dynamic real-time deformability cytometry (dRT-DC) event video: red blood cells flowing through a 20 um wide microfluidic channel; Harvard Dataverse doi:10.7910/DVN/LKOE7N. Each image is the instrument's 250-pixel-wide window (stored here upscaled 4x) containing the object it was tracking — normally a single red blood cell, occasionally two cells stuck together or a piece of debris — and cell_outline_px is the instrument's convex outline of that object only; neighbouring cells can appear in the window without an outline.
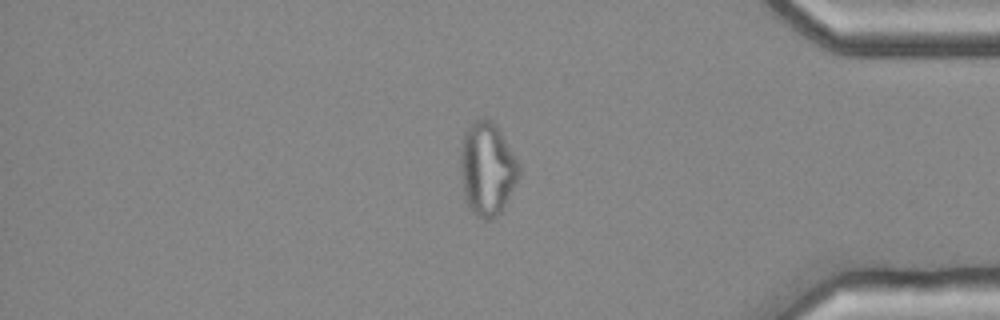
{"species": "common noctule bat (a hibernating species)", "species_latin": "Nyctalus noctula", "temperature_condition": "cold", "stored_images_in_passage": 54, "camera_frame_rate_fps": 3000, "um_per_image_px": 0.085, "animal": {"sex": "female", "body_mass_g": 25.1}, "frame": {"image": 1, "passage_image": 46, "time_ms": 15.0, "image_size_px": [1000, 320], "cell_outline_px": [[520, 172], [516, 184], [504, 208], [496, 216], [488, 220], [484, 220], [476, 216], [468, 208], [464, 196], [460, 172], [460, 152], [464, 132], [476, 120], [484, 116], [492, 120], [496, 124], [520, 164]], "centroid_in_image_um": [41.41, 14.36], "position_along_channel_um": 393.8, "area_um2": 32.19}}